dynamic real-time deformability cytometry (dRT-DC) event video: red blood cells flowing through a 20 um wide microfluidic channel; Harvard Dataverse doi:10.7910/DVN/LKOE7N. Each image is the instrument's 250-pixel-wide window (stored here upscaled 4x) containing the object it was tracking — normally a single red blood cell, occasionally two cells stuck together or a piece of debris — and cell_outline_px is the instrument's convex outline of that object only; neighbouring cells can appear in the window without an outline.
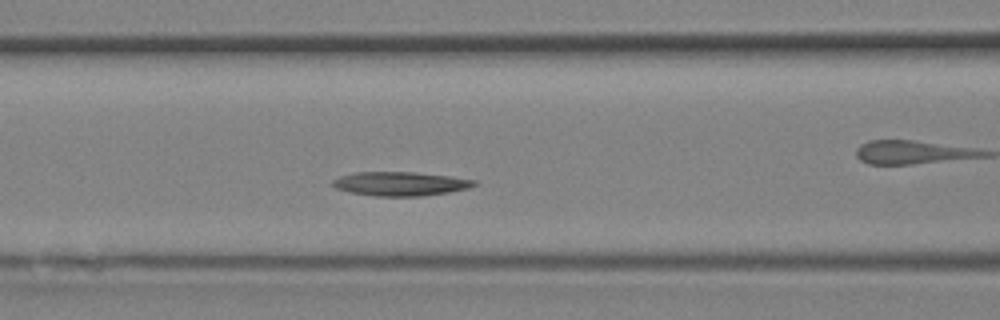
{"species": "Egyptian fruit bat (a non-hibernating species)", "species_latin": "Rousettus aegyptiacus", "temperature_condition": "room temperature", "stored_images_in_passage": 10, "camera_frame_rate_fps": 3000, "um_per_image_px": 0.085, "animal": {"sex": "female"}, "frame": {"image": 1, "passage_image": 7, "time_ms": 2.0, "image_size_px": [1000, 320], "cell_outline_px": [[480, 184], [468, 188], [448, 192], [424, 196], [376, 196], [348, 192], [336, 188], [332, 184], [332, 180], [340, 176], [356, 172], [412, 172], [448, 176], [476, 180]], "centroid_in_image_um": [34.03, 15.62], "position_along_channel_um": 132.6, "area_um2": 19.77}}